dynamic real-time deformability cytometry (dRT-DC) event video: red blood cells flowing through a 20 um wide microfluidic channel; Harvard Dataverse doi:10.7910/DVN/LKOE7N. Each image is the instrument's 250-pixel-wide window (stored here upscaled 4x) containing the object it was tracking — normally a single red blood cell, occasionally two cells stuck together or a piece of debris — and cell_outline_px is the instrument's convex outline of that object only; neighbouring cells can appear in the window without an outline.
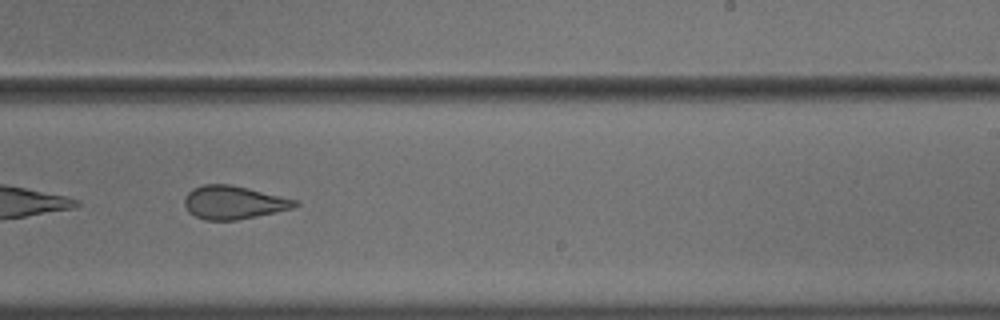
{"species": "common noctule bat (a hibernating species)", "species_latin": "Nyctalus noctula", "temperature_condition": "cold", "stored_images_in_passage": 45, "camera_frame_rate_fps": 3000, "um_per_image_px": 0.085, "animal": {"sex": "male", "body_mass_g": 18.8}, "frame": {"image": 1, "passage_image": 26, "time_ms": 8.333, "image_size_px": [1000, 320], "cell_outline_px": [[300, 204], [292, 208], [276, 212], [236, 220], [204, 220], [188, 212], [184, 204], [184, 196], [192, 188], [204, 184], [232, 184], [296, 200]], "centroid_in_image_um": [19.81, 17.2], "position_along_channel_um": 269.2, "area_um2": 21.39}, "authors_computed_cell_mechanics": {"area_um2": 23.4668, "velocity_mm_per_s": 3.6275, "shape_relaxation_time_tau1_ms": null, "shape_relaxation_time_tau2_ms": 1.8889, "deformation_change_tau1": null, "deformation_change_tau2": 0.068}}